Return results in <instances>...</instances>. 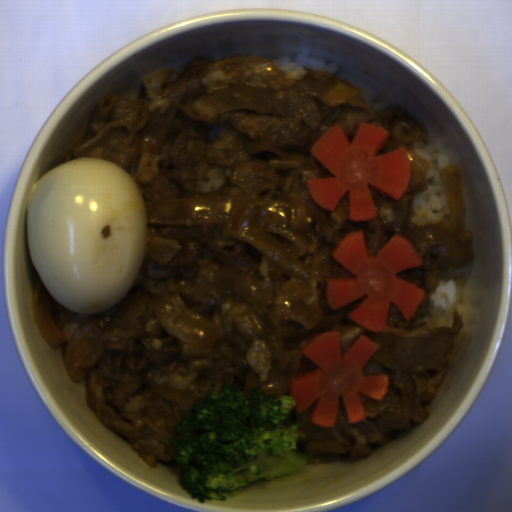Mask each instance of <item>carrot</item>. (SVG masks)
I'll return each mask as SVG.
<instances>
[{"mask_svg":"<svg viewBox=\"0 0 512 512\" xmlns=\"http://www.w3.org/2000/svg\"><path fill=\"white\" fill-rule=\"evenodd\" d=\"M389 136L385 128L360 123L350 142L339 124L327 129L310 151L334 176L306 179L311 198L334 212L347 192L348 220L363 222L377 215L371 187L399 200L411 160L404 147L377 155Z\"/></svg>","mask_w":512,"mask_h":512,"instance_id":"carrot-1","label":"carrot"},{"mask_svg":"<svg viewBox=\"0 0 512 512\" xmlns=\"http://www.w3.org/2000/svg\"><path fill=\"white\" fill-rule=\"evenodd\" d=\"M332 255L356 278H329L328 305L337 309L366 296L348 316L372 332L388 327L390 303L412 320L424 296L423 289L398 277L401 271L424 264L411 240L397 233L373 256L367 250L363 231L347 232Z\"/></svg>","mask_w":512,"mask_h":512,"instance_id":"carrot-2","label":"carrot"},{"mask_svg":"<svg viewBox=\"0 0 512 512\" xmlns=\"http://www.w3.org/2000/svg\"><path fill=\"white\" fill-rule=\"evenodd\" d=\"M378 349L360 335L342 356L340 330L318 334L302 351L318 368L290 381L288 395L295 403L294 408L301 414L314 404L312 424L335 428L341 396L349 423L365 419L361 396L382 402L388 388L387 373L364 375L362 371Z\"/></svg>","mask_w":512,"mask_h":512,"instance_id":"carrot-3","label":"carrot"}]
</instances>
